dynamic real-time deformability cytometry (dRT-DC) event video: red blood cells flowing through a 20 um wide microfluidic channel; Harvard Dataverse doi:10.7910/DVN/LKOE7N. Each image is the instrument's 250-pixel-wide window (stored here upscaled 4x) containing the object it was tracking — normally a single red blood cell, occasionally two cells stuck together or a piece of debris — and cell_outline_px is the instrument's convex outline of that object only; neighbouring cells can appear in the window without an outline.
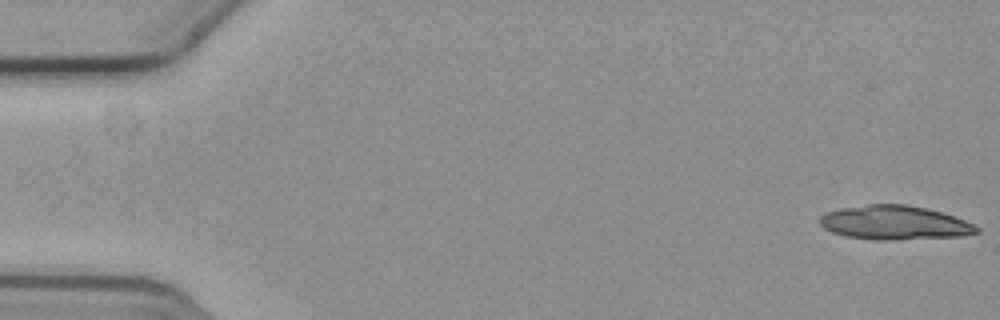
{"species": "common noctule bat (a hibernating species)", "species_latin": "Nyctalus noctula", "temperature_condition": "cold", "stored_images_in_passage": 7, "camera_frame_rate_fps": 3000, "um_per_image_px": 0.085, "animal": {"sex": "female", "body_mass_g": 19.3, "forearm_length_mm": 54.1}, "frame": {"image": 1, "passage_image": 1, "time_ms": 0.0, "image_size_px": [1000, 320], "cell_outline_px": [[980, 232], [960, 236], [892, 240], [880, 240], [844, 236], [832, 232], [824, 228], [820, 224], [820, 216], [824, 212], [840, 208], [868, 204], [904, 204], [924, 208], [940, 212], [964, 220], [980, 228]], "centroid_in_image_um": [75.99, 18.93], "position_along_channel_um": 9.0, "area_um2": 30.98}}